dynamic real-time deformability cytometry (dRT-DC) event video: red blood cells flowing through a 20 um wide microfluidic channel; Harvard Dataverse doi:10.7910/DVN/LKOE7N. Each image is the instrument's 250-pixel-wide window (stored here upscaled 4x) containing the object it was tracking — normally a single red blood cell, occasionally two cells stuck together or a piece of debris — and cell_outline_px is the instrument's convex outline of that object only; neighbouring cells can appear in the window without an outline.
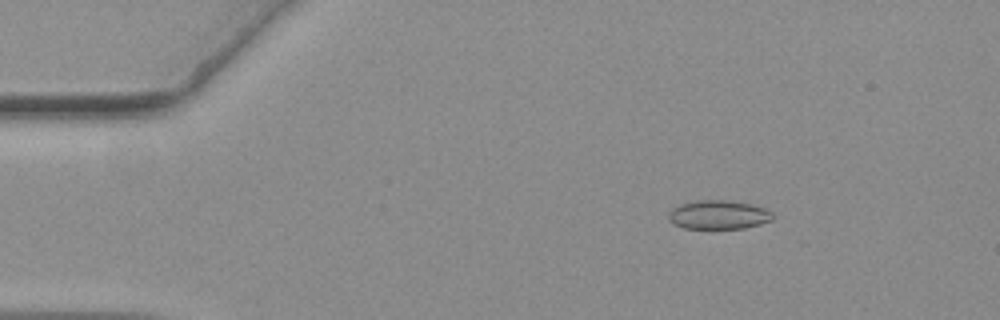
{"species": "common noctule bat (a hibernating species)", "species_latin": "Nyctalus noctula", "temperature_condition": "warm", "stored_images_in_passage": 40, "camera_frame_rate_fps": 3000, "um_per_image_px": 0.085, "animal": {"sex": "female", "body_mass_g": 19.3, "forearm_length_mm": 54.1}, "frame": {"image": 1, "passage_image": 9, "time_ms": 2.667, "image_size_px": [1000, 320], "cell_outline_px": [[776, 216], [772, 220], [760, 224], [744, 228], [684, 228], [672, 224], [668, 220], [668, 212], [672, 208], [680, 204], [692, 200], [728, 200], [752, 204], [764, 208], [772, 212]], "centroid_in_image_um": [61.06, 18.24], "position_along_channel_um": 23.9, "area_um2": 17.8}}
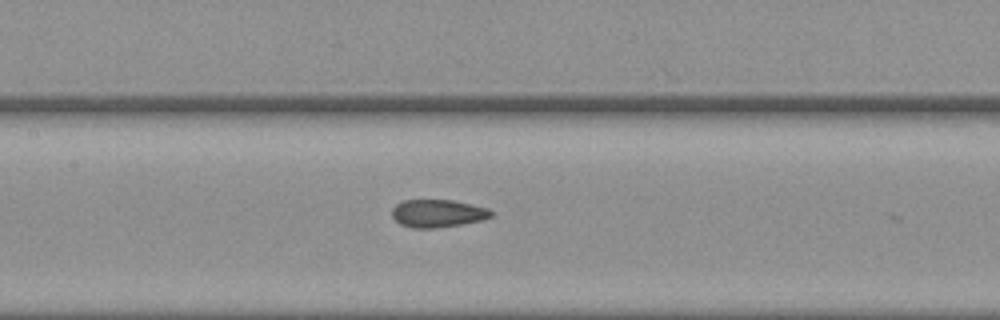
{"frame": {"image": 2, "passage_image": 27, "time_ms": 8.667, "image_size_px": [1000, 320], "cell_outline_px": [[492, 216], [484, 220], [464, 224], [436, 228], [412, 228], [400, 224], [392, 216], [392, 208], [396, 204], [404, 200], [452, 200], [472, 204], [488, 208], [492, 212]], "centroid_in_image_um": [37.22, 18.14], "position_along_channel_um": 170.2, "area_um2": 16.18}}
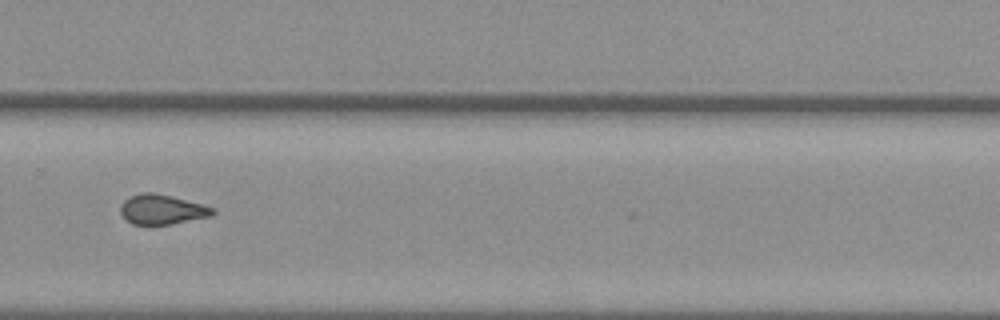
{"frame": {"image": 3, "passage_image": 39, "time_ms": 12.667, "image_size_px": [1000, 320], "cell_outline_px": [[216, 212], [212, 216], [172, 224], [132, 224], [120, 212], [120, 204], [124, 200], [140, 192], [152, 192], [172, 196], [216, 208]], "centroid_in_image_um": [13.8, 17.8], "position_along_channel_um": 316.0, "area_um2": 16.01}}